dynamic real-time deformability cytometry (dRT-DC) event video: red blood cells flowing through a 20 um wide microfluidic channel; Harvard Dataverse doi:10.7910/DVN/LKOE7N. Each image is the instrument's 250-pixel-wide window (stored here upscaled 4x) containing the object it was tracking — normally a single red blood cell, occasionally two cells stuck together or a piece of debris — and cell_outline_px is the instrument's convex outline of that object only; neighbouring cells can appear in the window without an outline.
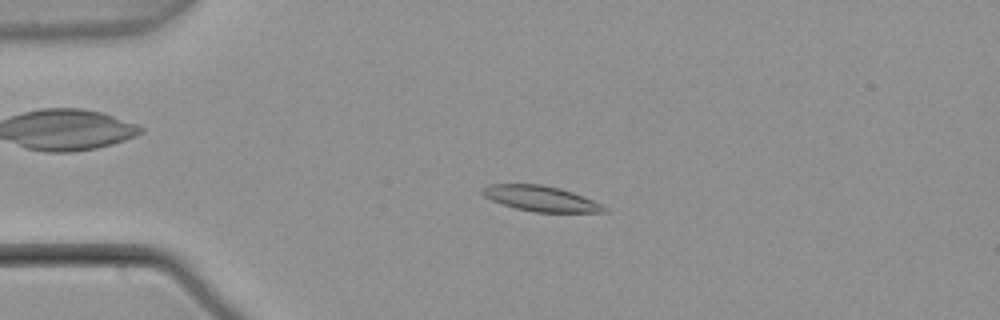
{"species": "common noctule bat (a hibernating species)", "species_latin": "Nyctalus noctula", "temperature_condition": "warm", "stored_images_in_passage": 55, "camera_frame_rate_fps": 3000, "um_per_image_px": 0.085, "animal": {"sex": "male", "body_mass_g": 21.5, "forearm_length_mm": 52.0}, "frame": {"image": 1, "passage_image": 13, "time_ms": 4.0, "image_size_px": [1000, 320], "cell_outline_px": [[608, 212], [536, 212], [516, 208], [492, 200], [484, 196], [480, 192], [480, 188], [488, 184], [540, 184], [560, 188], [584, 196], [608, 208]], "centroid_in_image_um": [45.95, 16.87], "position_along_channel_um": 39.1, "area_um2": 17.98}}
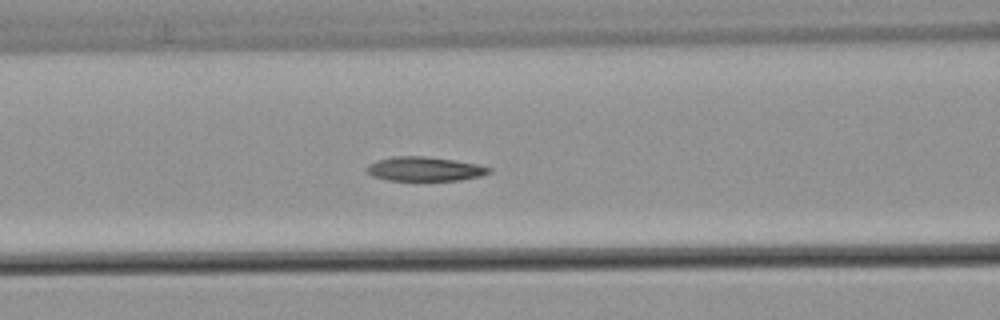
{"frame": {"image": 2, "passage_image": 23, "time_ms": 7.333, "image_size_px": [1000, 320], "cell_outline_px": [[492, 172], [480, 176], [460, 180], [388, 180], [372, 176], [364, 168], [368, 164], [376, 160], [392, 156], [424, 156], [452, 160], [476, 164], [492, 168]], "centroid_in_image_um": [36.06, 14.36], "position_along_channel_um": 130.5, "area_um2": 17.22}}
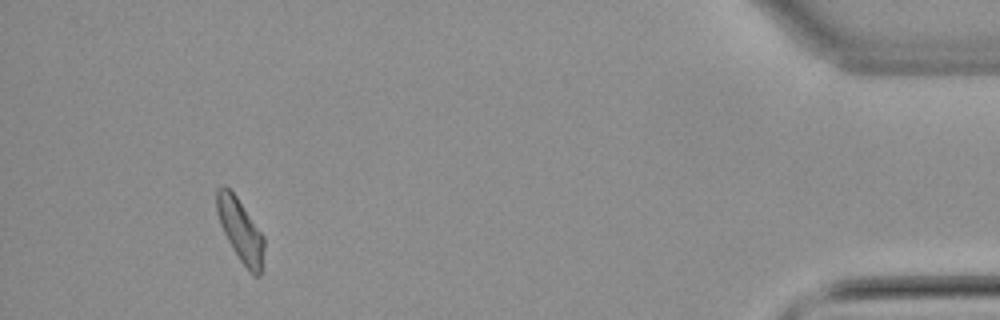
{"frame": {"image": 3, "passage_image": 51, "time_ms": 16.667, "image_size_px": [1000, 320], "cell_outline_px": [[264, 248], [260, 276], [252, 276], [248, 272], [232, 248], [220, 224], [216, 212], [216, 188], [224, 184], [236, 196], [264, 236]], "centroid_in_image_um": [20.42, 19.58], "position_along_channel_um": 414.8, "area_um2": 17.34}, "authors_computed_cell_mechanics": {"area_um2": 17.8602, "velocity_mm_per_s": 3.7673, "shape_relaxation_time_tau1_ms": null, "shape_relaxation_time_tau2_ms": 4.4745, "deformation_change_tau1": null, "deformation_change_tau2": 0.1082}}